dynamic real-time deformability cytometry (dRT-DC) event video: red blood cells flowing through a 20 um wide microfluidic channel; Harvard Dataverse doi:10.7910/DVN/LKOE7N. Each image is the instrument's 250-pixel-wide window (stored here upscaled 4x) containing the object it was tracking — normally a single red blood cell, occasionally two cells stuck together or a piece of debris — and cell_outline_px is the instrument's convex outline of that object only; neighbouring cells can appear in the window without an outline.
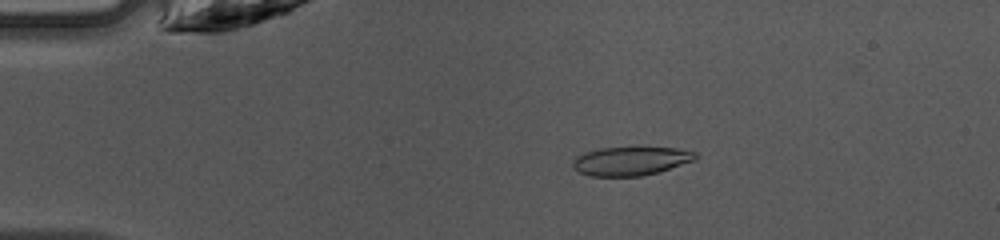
{"species": "common noctule bat (a hibernating species)", "species_latin": "Nyctalus noctula", "temperature_condition": "warm", "stored_images_in_passage": 41, "camera_frame_rate_fps": 3000, "um_per_image_px": 0.085, "animal": {"sex": "female", "body_mass_g": 10.0, "forearm_length_mm": 53.1}, "frame": {"image": 1, "passage_image": 4, "time_ms": 1.0, "image_size_px": [1000, 240], "cell_outline_px": [[696, 160], [660, 172], [640, 176], [588, 176], [572, 168], [572, 160], [576, 156], [584, 152], [600, 148], [676, 148], [696, 152]], "centroid_in_image_um": [53.59, 13.7], "position_along_channel_um": 31.4, "area_um2": 20.58}}
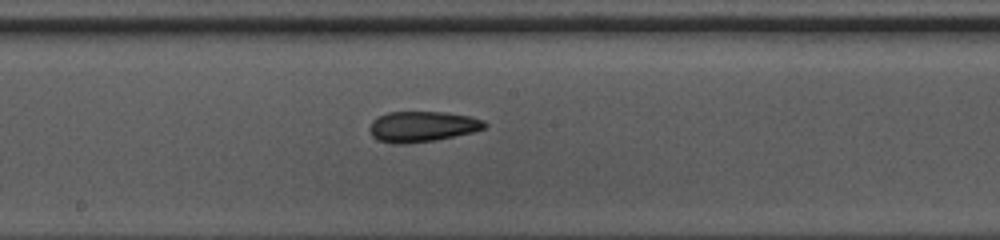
{"frame": {"image": 2, "passage_image": 20, "time_ms": 6.333, "image_size_px": [1000, 240], "cell_outline_px": [[488, 124], [484, 128], [472, 132], [436, 140], [404, 144], [392, 144], [376, 140], [372, 136], [368, 128], [372, 120], [388, 112], [444, 112], [468, 116], [484, 120]], "centroid_in_image_um": [35.85, 10.77], "position_along_channel_um": 212.3, "area_um2": 20.58}}
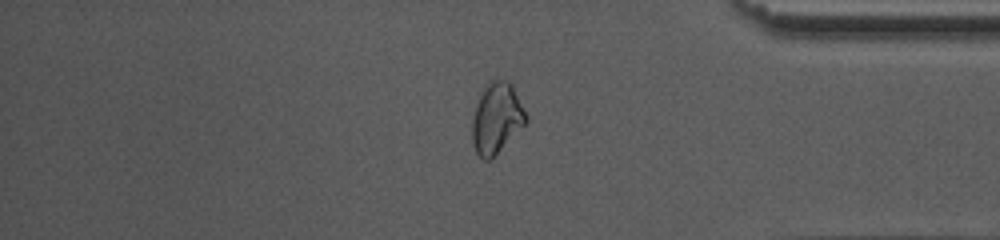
{"frame": {"image": 3, "passage_image": 34, "time_ms": 11.0, "image_size_px": [1000, 240], "cell_outline_px": [[528, 120], [488, 160], [484, 160], [476, 152], [472, 140], [472, 120], [476, 104], [484, 88], [492, 80], [508, 80], [512, 84], [528, 116]], "centroid_in_image_um": [42.21, 10.0], "position_along_channel_um": 393.0, "area_um2": 21.5}, "authors_computed_cell_mechanics": {"area_um2": 20.8658, "velocity_mm_per_s": 4.2474, "shape_relaxation_time_tau1_ms": null, "shape_relaxation_time_tau2_ms": 2.7474, "deformation_change_tau1": null, "deformation_change_tau2": 0.0954}}